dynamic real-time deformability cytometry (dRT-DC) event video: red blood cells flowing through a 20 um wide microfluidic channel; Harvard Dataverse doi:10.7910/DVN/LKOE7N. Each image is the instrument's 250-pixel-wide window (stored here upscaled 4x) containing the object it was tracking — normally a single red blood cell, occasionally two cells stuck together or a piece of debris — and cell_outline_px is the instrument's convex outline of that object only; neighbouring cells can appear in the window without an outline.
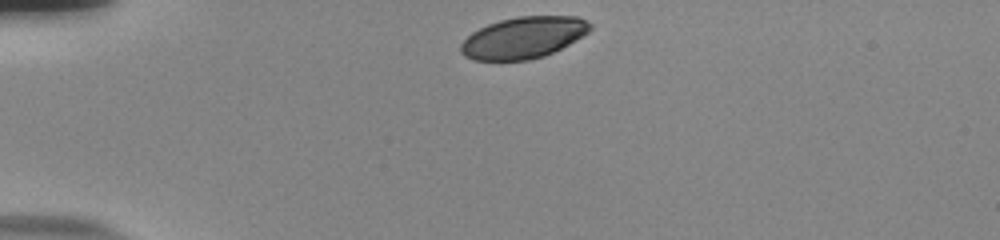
{"species": "human", "species_latin": "Homo sapiens", "temperature_condition": "room temperature", "stored_images_in_passage": 34, "camera_frame_rate_fps": 3000, "um_per_image_px": 0.085, "donor": {"sex": "male"}, "frame": {"image": 1, "passage_image": 1, "time_ms": 0.0, "image_size_px": [1000, 240], "cell_outline_px": [[592, 28], [588, 32], [568, 44], [544, 56], [528, 60], [472, 60], [464, 56], [460, 52], [460, 44], [472, 32], [488, 24], [500, 20], [516, 16], [576, 16], [592, 24]], "centroid_in_image_um": [44.46, 3.19], "position_along_channel_um": 40.5, "area_um2": 31.15}}
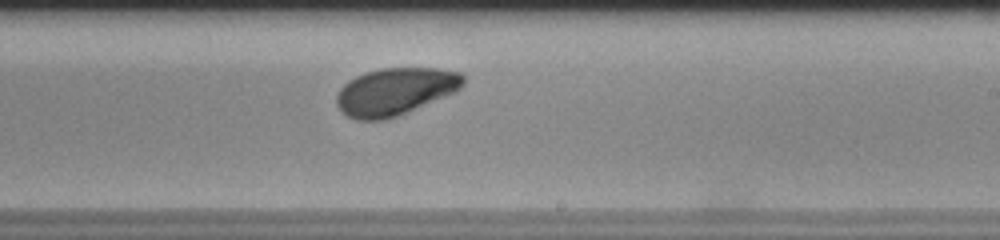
{"frame": {"image": 2, "passage_image": 22, "time_ms": 7.0, "image_size_px": [1000, 240], "cell_outline_px": [[464, 84], [460, 88], [452, 92], [408, 112], [384, 120], [356, 120], [340, 112], [336, 104], [336, 96], [340, 88], [348, 80], [364, 72], [380, 68], [436, 68], [460, 72], [464, 76]], "centroid_in_image_um": [33.53, 7.77], "position_along_channel_um": 255.5, "area_um2": 34.85}}
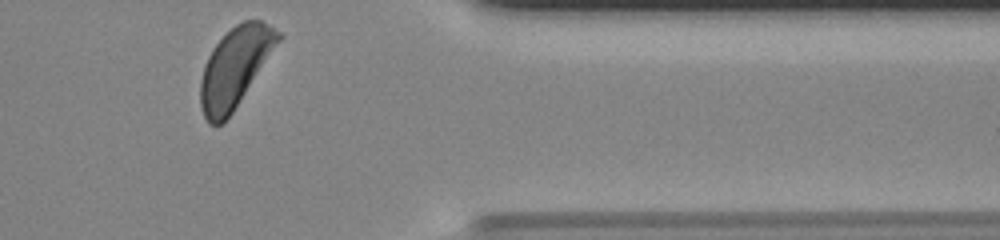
{"frame": {"image": 3, "passage_image": 34, "time_ms": 11.0, "image_size_px": [1000, 240], "cell_outline_px": [[280, 40], [232, 112], [220, 124], [208, 124], [204, 116], [200, 104], [200, 80], [208, 56], [212, 48], [236, 24], [244, 20], [260, 20], [280, 32]], "centroid_in_image_um": [19.94, 5.72], "position_along_channel_um": 391.5, "area_um2": 34.97}, "authors_computed_cell_mechanics": {"area_um2": 34.969, "velocity_mm_per_s": 3.7289, "shape_relaxation_time_tau1_ms": 2.0555, "shape_relaxation_time_tau2_ms": null, "deformation_change_tau1": 0.1259, "deformation_change_tau2": null}}